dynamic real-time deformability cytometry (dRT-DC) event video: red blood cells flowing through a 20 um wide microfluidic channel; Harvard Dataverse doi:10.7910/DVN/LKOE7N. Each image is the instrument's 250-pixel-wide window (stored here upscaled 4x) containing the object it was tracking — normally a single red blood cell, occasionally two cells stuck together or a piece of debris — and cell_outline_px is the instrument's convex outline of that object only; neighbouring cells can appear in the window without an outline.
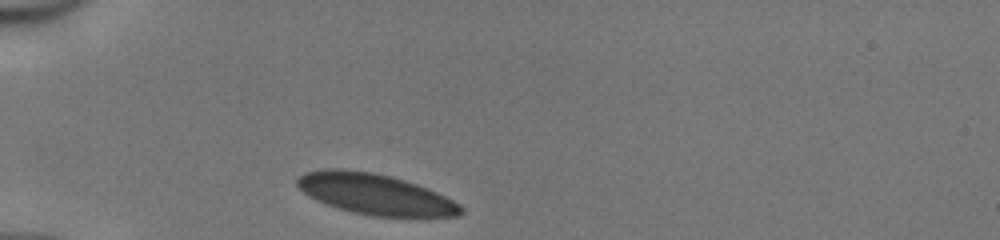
{"species": "human", "species_latin": "Homo sapiens", "temperature_condition": "cold", "stored_images_in_passage": 28, "camera_frame_rate_fps": 3000, "um_per_image_px": 0.085, "donor": {"sex": "male"}, "frame": {"image": 1, "passage_image": 1, "time_ms": 0.0, "image_size_px": [1000, 240], "cell_outline_px": [[464, 212], [456, 216], [372, 216], [352, 212], [316, 200], [308, 196], [296, 184], [296, 180], [304, 172], [324, 168], [340, 168], [372, 172], [392, 176], [416, 184], [436, 192], [460, 204], [464, 208]], "centroid_in_image_um": [31.86, 16.49], "position_along_channel_um": 53.1, "area_um2": 38.61}}
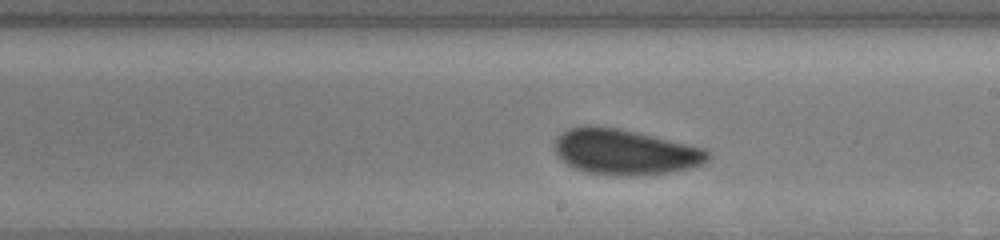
{"frame": {"image": 2, "passage_image": 16, "time_ms": 5.0, "image_size_px": [1000, 240], "cell_outline_px": [[712, 156], [708, 160], [700, 164], [688, 168], [668, 172], [628, 176], [616, 176], [584, 172], [572, 168], [560, 160], [556, 156], [552, 148], [552, 144], [556, 136], [568, 128], [588, 124], [596, 124], [620, 128], [708, 148], [712, 152]], "centroid_in_image_um": [53.05, 12.89], "position_along_channel_um": 235.9, "area_um2": 41.79}}
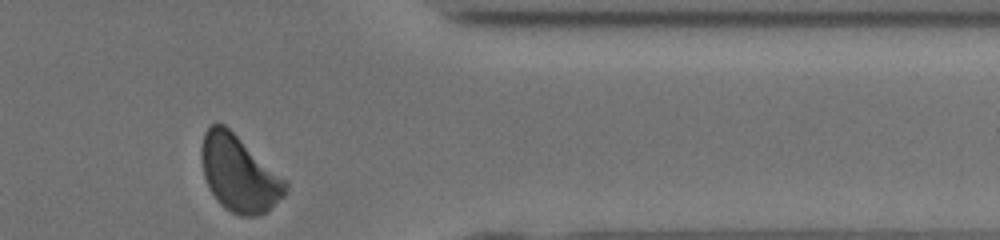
{"frame": {"image": 3, "passage_image": 28, "time_ms": 9.0, "image_size_px": [1000, 240], "cell_outline_px": [[288, 188], [284, 196], [264, 212], [256, 216], [240, 216], [224, 208], [216, 200], [204, 176], [200, 156], [200, 148], [204, 132], [208, 124], [224, 124], [288, 180]], "centroid_in_image_um": [20.31, 14.74], "position_along_channel_um": 391.1, "area_um2": 37.4}, "authors_computed_cell_mechanics": {"area_um2": 40.3733, "velocity_mm_per_s": 4.1187, "shape_relaxation_time_tau1_ms": 3.5978, "shape_relaxation_time_tau2_ms": 1.0667, "deformation_change_tau1": 0.0739, "deformation_change_tau2": 0.0546}}